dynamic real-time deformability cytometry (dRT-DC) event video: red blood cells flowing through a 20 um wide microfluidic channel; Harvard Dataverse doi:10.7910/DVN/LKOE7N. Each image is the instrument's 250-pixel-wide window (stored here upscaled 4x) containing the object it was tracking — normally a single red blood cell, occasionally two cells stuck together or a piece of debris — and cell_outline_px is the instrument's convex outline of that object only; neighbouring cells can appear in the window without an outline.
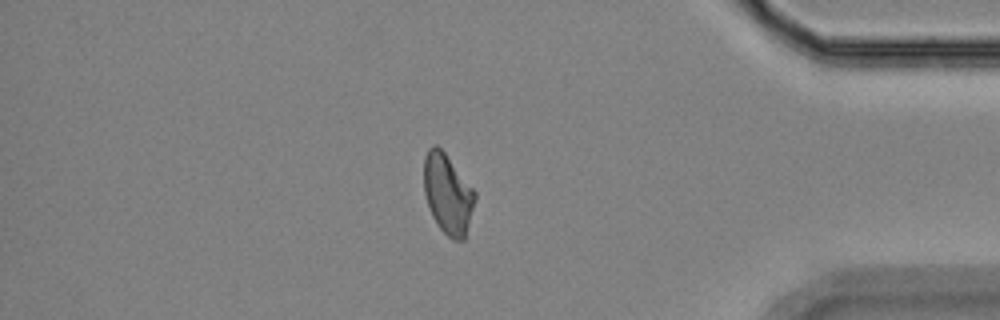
{"species": "Egyptian fruit bat (a non-hibernating species)", "species_latin": "Rousettus aegyptiacus", "temperature_condition": "room temperature", "stored_images_in_passage": 13, "camera_frame_rate_fps": 3000, "um_per_image_px": 0.085, "animal": {"sex": "female"}, "frame": {"image": 1, "passage_image": 13, "time_ms": 14.0, "image_size_px": [1000, 320], "cell_outline_px": [[476, 200], [464, 240], [452, 240], [440, 228], [432, 216], [424, 192], [424, 156], [428, 148], [432, 144], [436, 144], [444, 152], [476, 192]], "centroid_in_image_um": [38.06, 16.48], "position_along_channel_um": 397.1, "area_um2": 23.7}}